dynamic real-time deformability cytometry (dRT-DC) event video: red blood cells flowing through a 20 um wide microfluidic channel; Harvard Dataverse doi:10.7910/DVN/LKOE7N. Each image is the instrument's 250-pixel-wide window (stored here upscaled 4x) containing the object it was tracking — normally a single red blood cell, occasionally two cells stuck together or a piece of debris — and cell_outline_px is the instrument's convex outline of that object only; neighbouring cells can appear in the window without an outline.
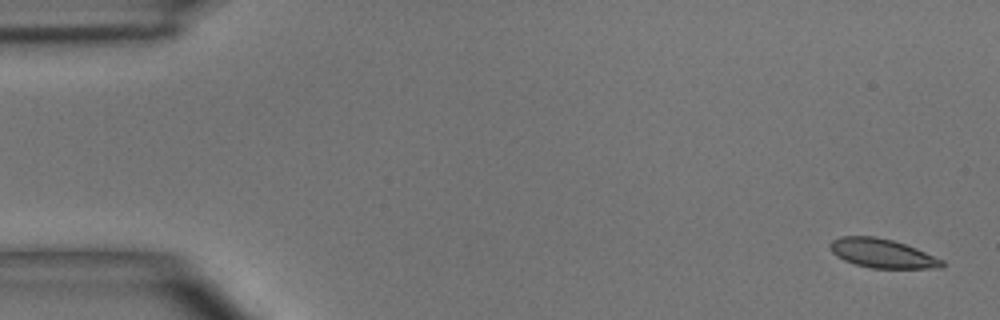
{"species": "common noctule bat (a hibernating species)", "species_latin": "Nyctalus noctula", "temperature_condition": "room temperature", "stored_images_in_passage": 5, "camera_frame_rate_fps": 3000, "um_per_image_px": 0.085, "animal": {"sex": "male", "body_mass_g": 15.6}, "frame": {"image": 1, "passage_image": 1, "time_ms": 0.0, "image_size_px": [1000, 320], "cell_outline_px": [[944, 264], [940, 268], [872, 268], [856, 264], [844, 260], [836, 256], [828, 248], [828, 244], [832, 240], [840, 236], [876, 236], [892, 240], [916, 248], [944, 260]], "centroid_in_image_um": [74.95, 21.52], "position_along_channel_um": 10.0, "area_um2": 18.96}}
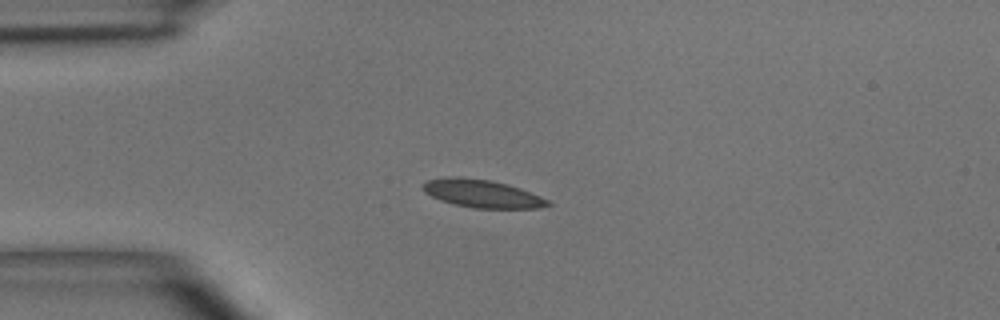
{"frame": {"image": 2, "passage_image": 4, "time_ms": 3.667, "image_size_px": [1000, 320], "cell_outline_px": [[552, 204], [540, 208], [472, 208], [440, 200], [424, 192], [424, 184], [428, 180], [448, 176], [488, 180], [520, 188], [540, 196], [548, 200]], "centroid_in_image_um": [40.99, 16.47], "position_along_channel_um": 44.0, "area_um2": 19.88}}
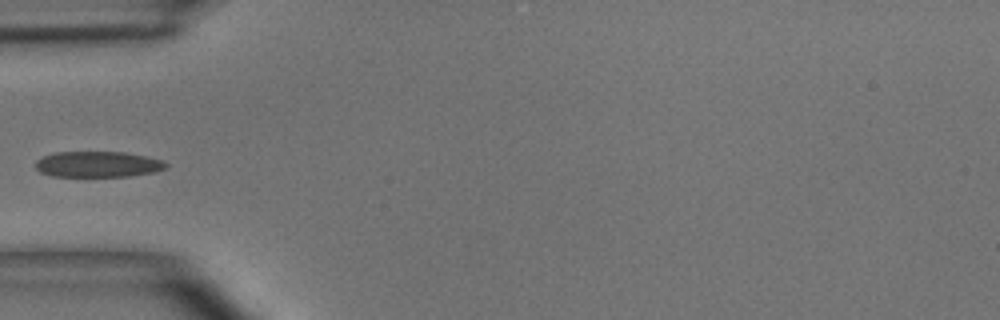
{"frame": {"image": 3, "passage_image": 5, "time_ms": 5.0, "image_size_px": [1000, 320], "cell_outline_px": [[168, 168], [156, 172], [128, 176], [52, 176], [40, 172], [36, 168], [36, 160], [44, 156], [56, 152], [124, 152], [164, 160], [168, 164]], "centroid_in_image_um": [8.36, 13.96], "position_along_channel_um": 76.6, "area_um2": 19.65}}